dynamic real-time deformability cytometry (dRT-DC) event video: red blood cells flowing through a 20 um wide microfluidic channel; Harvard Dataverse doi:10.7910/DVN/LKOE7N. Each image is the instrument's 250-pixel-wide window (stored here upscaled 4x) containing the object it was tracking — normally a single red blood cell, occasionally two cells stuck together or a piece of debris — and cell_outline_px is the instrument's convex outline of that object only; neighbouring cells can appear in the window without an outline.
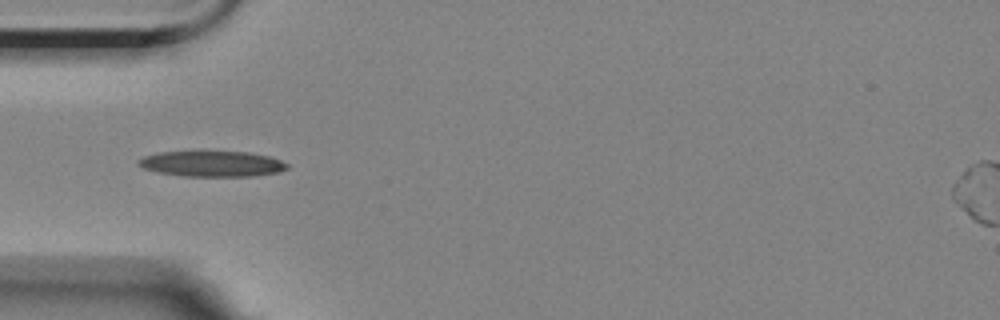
{"species": "Egyptian fruit bat (a non-hibernating species)", "species_latin": "Rousettus aegyptiacus", "temperature_condition": "room temperature", "stored_images_in_passage": 2, "camera_frame_rate_fps": 3000, "um_per_image_px": 0.085, "animal": {"sex": "female"}, "frame": {"image": 1, "passage_image": 1, "time_ms": 0.0, "image_size_px": [1000, 320], "cell_outline_px": [[288, 168], [280, 172], [256, 176], [184, 176], [156, 172], [144, 168], [136, 164], [136, 160], [144, 156], [160, 152], [248, 152], [268, 156], [280, 160], [288, 164]], "centroid_in_image_um": [18.01, 13.93], "position_along_channel_um": 67.0, "area_um2": 22.2}}
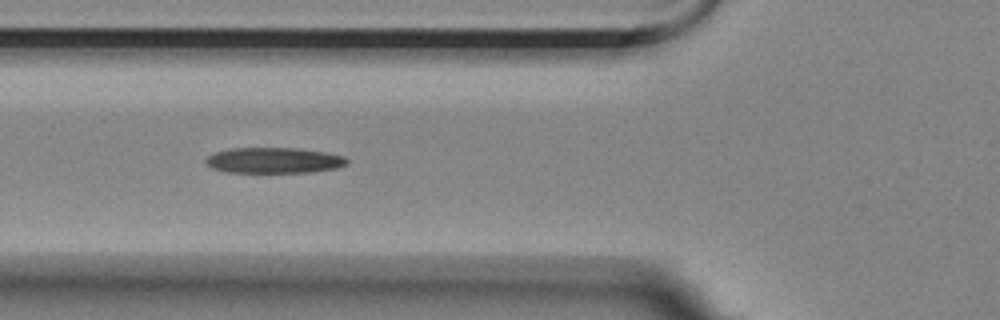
{"frame": {"image": 2, "passage_image": 2, "time_ms": 1.0, "image_size_px": [1000, 320], "cell_outline_px": [[348, 164], [336, 168], [312, 172], [224, 172], [212, 168], [204, 164], [204, 160], [212, 152], [228, 148], [300, 148], [324, 152], [344, 156], [348, 160]], "centroid_in_image_um": [23.23, 13.62], "position_along_channel_um": 102.6, "area_um2": 21.39}}